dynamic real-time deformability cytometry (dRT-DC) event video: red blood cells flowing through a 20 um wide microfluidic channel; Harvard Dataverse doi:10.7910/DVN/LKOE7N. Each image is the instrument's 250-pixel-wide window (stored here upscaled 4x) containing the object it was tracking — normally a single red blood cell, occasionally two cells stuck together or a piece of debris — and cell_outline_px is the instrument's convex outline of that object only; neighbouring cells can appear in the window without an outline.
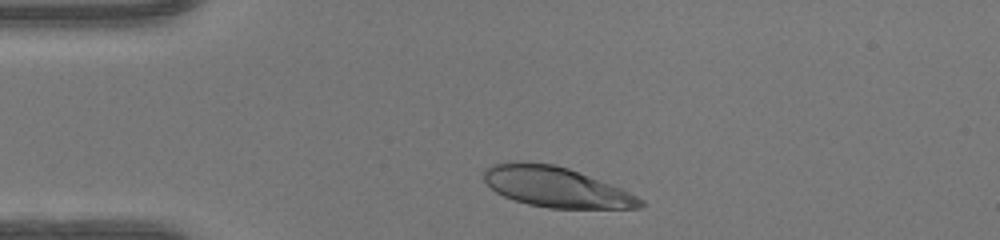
{"species": "human", "species_latin": "Homo sapiens", "temperature_condition": "warm", "stored_images_in_passage": 31, "camera_frame_rate_fps": 3000, "um_per_image_px": 0.085, "donor": {"sex": "female"}, "frame": {"image": 1, "passage_image": 2, "time_ms": 0.333, "image_size_px": [1000, 240], "cell_outline_px": [[644, 204], [640, 208], [548, 208], [528, 204], [504, 196], [496, 192], [484, 180], [484, 172], [492, 164], [552, 164], [568, 168], [620, 188], [644, 200]], "centroid_in_image_um": [47.31, 15.94], "position_along_channel_um": 37.7, "area_um2": 35.49}}
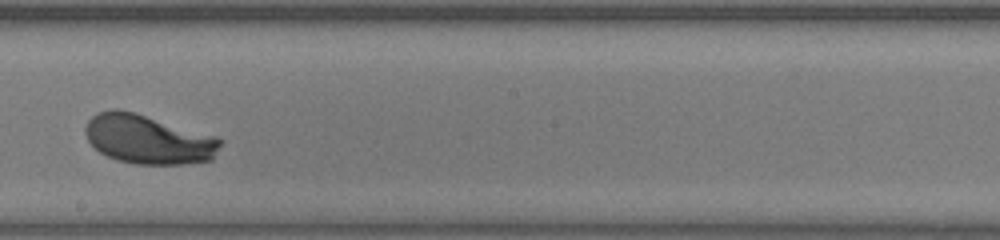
{"frame": {"image": 2, "passage_image": 19, "time_ms": 6.0, "image_size_px": [1000, 240], "cell_outline_px": [[224, 140], [212, 160], [184, 164], [136, 164], [116, 160], [100, 152], [88, 140], [84, 132], [84, 128], [88, 120], [96, 112], [112, 108], [120, 108], [216, 136]], "centroid_in_image_um": [12.59, 11.83], "position_along_channel_um": 235.6, "area_um2": 38.84}}
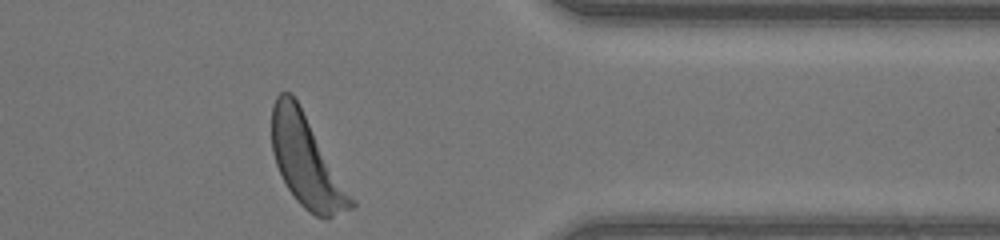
{"frame": {"image": 3, "passage_image": 31, "time_ms": 10.0, "image_size_px": [1000, 240], "cell_outline_px": [[356, 204], [352, 208], [324, 220], [308, 212], [296, 200], [288, 188], [276, 164], [272, 152], [272, 104], [276, 96], [280, 92], [292, 92], [356, 200]], "centroid_in_image_um": [26.06, 13.73], "position_along_channel_um": 385.3, "area_um2": 42.02}, "authors_computed_cell_mechanics": {"area_um2": 38.3792, "velocity_mm_per_s": 4.1482, "shape_relaxation_time_tau1_ms": 2.3094, "shape_relaxation_time_tau2_ms": null, "deformation_change_tau1": 0.1699, "deformation_change_tau2": null}}